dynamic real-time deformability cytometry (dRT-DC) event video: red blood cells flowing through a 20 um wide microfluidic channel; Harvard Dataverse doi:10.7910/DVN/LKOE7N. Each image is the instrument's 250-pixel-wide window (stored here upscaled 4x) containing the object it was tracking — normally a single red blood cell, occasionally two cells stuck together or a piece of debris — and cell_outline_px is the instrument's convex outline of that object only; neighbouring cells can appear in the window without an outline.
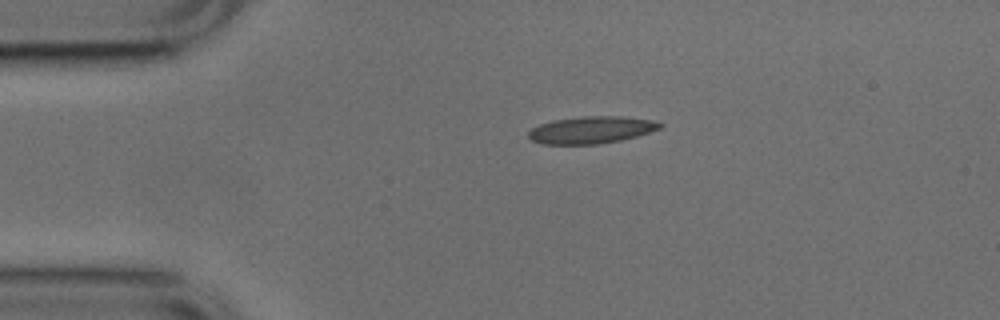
{"species": "common noctule bat (a hibernating species)", "species_latin": "Nyctalus noctula", "temperature_condition": "cold", "stored_images_in_passage": 36, "camera_frame_rate_fps": 3000, "um_per_image_px": 0.085, "animal": {"sex": "male", "body_mass_g": 17.9, "forearm_length_mm": 54.2}, "frame": {"image": 1, "passage_image": 1, "time_ms": 0.0, "image_size_px": [1000, 320], "cell_outline_px": [[664, 124], [660, 128], [636, 136], [620, 140], [600, 144], [544, 144], [532, 140], [528, 136], [528, 132], [532, 128], [540, 124], [552, 120], [584, 116], [620, 116], [652, 120]], "centroid_in_image_um": [50.24, 11.04], "position_along_channel_um": 34.8, "area_um2": 20.63}}
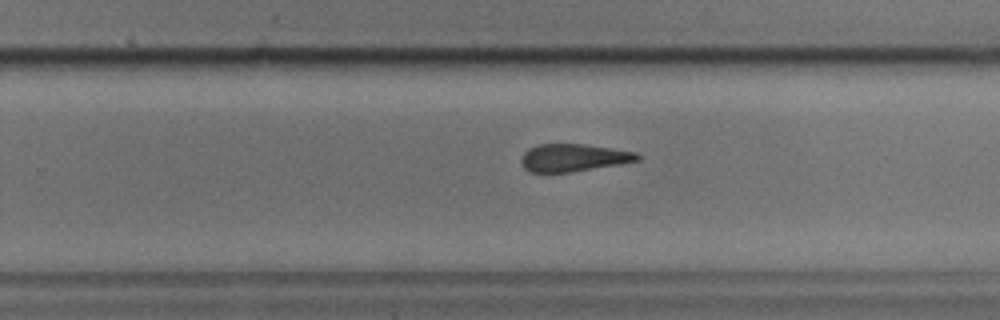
{"frame": {"image": 2, "passage_image": 23, "time_ms": 7.333, "image_size_px": [1000, 320], "cell_outline_px": [[640, 160], [620, 164], [568, 172], [528, 172], [524, 168], [520, 160], [524, 152], [528, 148], [540, 144], [584, 144], [636, 152], [640, 156]], "centroid_in_image_um": [48.72, 13.4], "position_along_channel_um": 281.1, "area_um2": 18.55}}
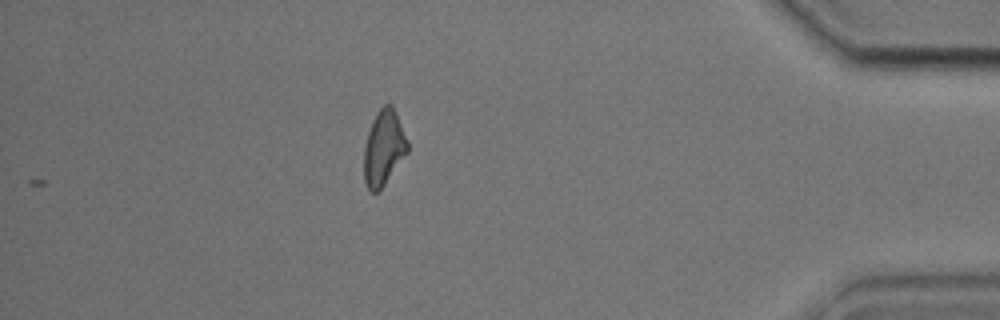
{"frame": {"image": 3, "passage_image": 36, "time_ms": 11.667, "image_size_px": [1000, 320], "cell_outline_px": [[408, 152], [384, 184], [376, 192], [372, 192], [368, 188], [364, 180], [364, 144], [372, 120], [376, 112], [384, 104], [392, 104], [396, 112], [408, 140]], "centroid_in_image_um": [32.61, 12.53], "position_along_channel_um": 402.6, "area_um2": 19.07}, "authors_computed_cell_mechanics": {"area_um2": 19.5942, "velocity_mm_per_s": 3.8291, "shape_relaxation_time_tau1_ms": null, "shape_relaxation_time_tau2_ms": 6.8674, "deformation_change_tau1": null, "deformation_change_tau2": 0.1518}}